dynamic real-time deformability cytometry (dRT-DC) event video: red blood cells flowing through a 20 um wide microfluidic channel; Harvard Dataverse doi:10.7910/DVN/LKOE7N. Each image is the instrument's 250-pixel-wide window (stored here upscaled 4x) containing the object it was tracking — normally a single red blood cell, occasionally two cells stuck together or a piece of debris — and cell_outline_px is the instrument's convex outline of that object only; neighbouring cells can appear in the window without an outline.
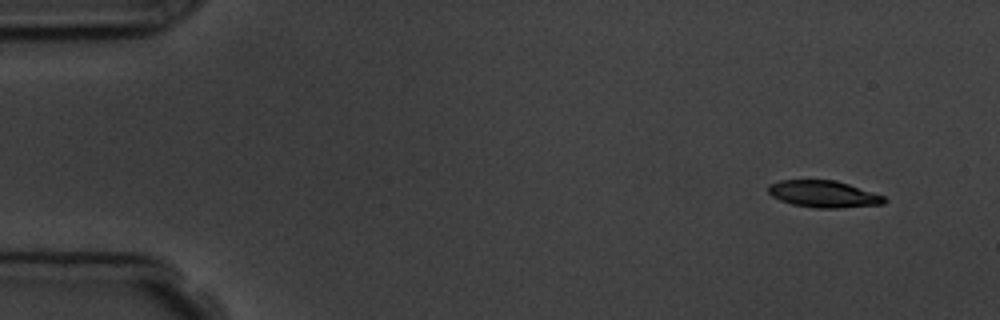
{"species": "common noctule bat (a hibernating species)", "species_latin": "Nyctalus noctula", "temperature_condition": "room temperature", "stored_images_in_passage": 6, "camera_frame_rate_fps": 3000, "um_per_image_px": 0.085, "animal": {"sex": "male", "body_mass_g": 19.5, "forearm_length_mm": 54.6}, "frame": {"image": 1, "passage_image": 1, "time_ms": 0.0, "image_size_px": [1000, 320], "cell_outline_px": [[888, 200], [884, 204], [840, 208], [816, 208], [792, 204], [780, 200], [772, 196], [768, 192], [768, 184], [780, 180], [836, 180], [884, 196]], "centroid_in_image_um": [69.99, 16.49], "position_along_channel_um": 15.0, "area_um2": 18.15}}
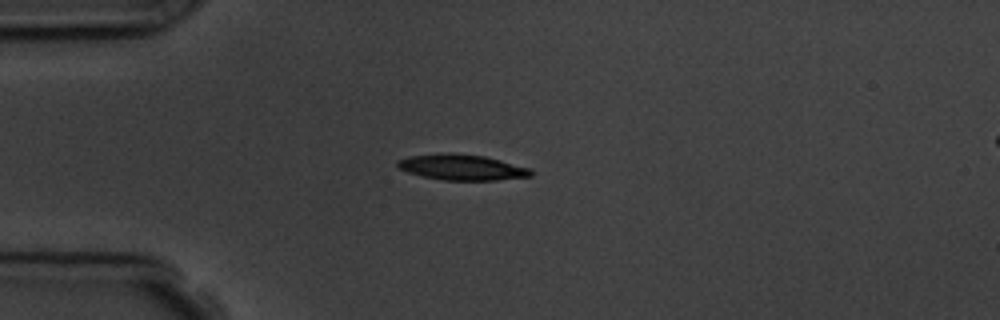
{"frame": {"image": 2, "passage_image": 4, "time_ms": 3.333, "image_size_px": [1000, 320], "cell_outline_px": [[532, 176], [496, 180], [444, 180], [424, 176], [408, 172], [396, 168], [396, 160], [408, 156], [452, 152], [484, 156], [500, 160], [528, 168], [532, 172]], "centroid_in_image_um": [39.2, 14.21], "position_along_channel_um": 45.8, "area_um2": 19.88}}
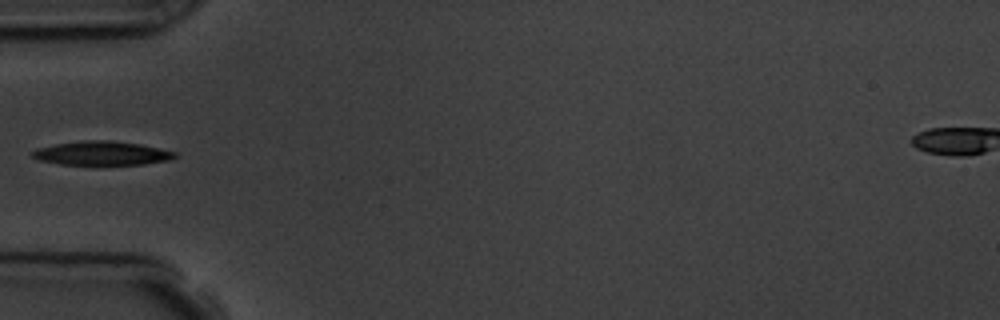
{"frame": {"image": 3, "passage_image": 5, "time_ms": 4.667, "image_size_px": [1000, 320], "cell_outline_px": [[176, 156], [172, 160], [144, 164], [100, 168], [60, 164], [40, 160], [32, 156], [32, 152], [36, 148], [56, 144], [84, 140], [108, 140], [140, 144], [160, 148], [176, 152]], "centroid_in_image_um": [8.68, 13.08], "position_along_channel_um": 76.3, "area_um2": 20.92}}